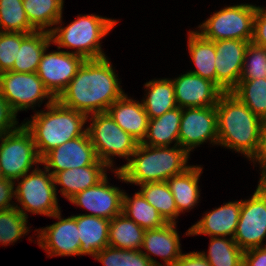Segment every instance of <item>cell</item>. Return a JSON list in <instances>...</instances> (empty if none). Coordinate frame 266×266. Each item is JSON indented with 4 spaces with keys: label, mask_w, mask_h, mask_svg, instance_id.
Wrapping results in <instances>:
<instances>
[{
    "label": "cell",
    "mask_w": 266,
    "mask_h": 266,
    "mask_svg": "<svg viewBox=\"0 0 266 266\" xmlns=\"http://www.w3.org/2000/svg\"><path fill=\"white\" fill-rule=\"evenodd\" d=\"M108 57L85 60L57 100L87 116L107 112L125 92Z\"/></svg>",
    "instance_id": "1"
},
{
    "label": "cell",
    "mask_w": 266,
    "mask_h": 266,
    "mask_svg": "<svg viewBox=\"0 0 266 266\" xmlns=\"http://www.w3.org/2000/svg\"><path fill=\"white\" fill-rule=\"evenodd\" d=\"M190 153L181 146H148L138 143L132 158L113 169L120 181L142 185L167 181L172 176L185 172L189 167Z\"/></svg>",
    "instance_id": "2"
},
{
    "label": "cell",
    "mask_w": 266,
    "mask_h": 266,
    "mask_svg": "<svg viewBox=\"0 0 266 266\" xmlns=\"http://www.w3.org/2000/svg\"><path fill=\"white\" fill-rule=\"evenodd\" d=\"M215 107L217 145L242 153L252 160L259 149L263 120L231 92H224Z\"/></svg>",
    "instance_id": "3"
},
{
    "label": "cell",
    "mask_w": 266,
    "mask_h": 266,
    "mask_svg": "<svg viewBox=\"0 0 266 266\" xmlns=\"http://www.w3.org/2000/svg\"><path fill=\"white\" fill-rule=\"evenodd\" d=\"M45 107L47 111H36L30 120L23 122L32 134L40 158L55 147L87 132V128L84 129L83 126L88 121V116L84 113L65 107L57 99L46 103Z\"/></svg>",
    "instance_id": "4"
},
{
    "label": "cell",
    "mask_w": 266,
    "mask_h": 266,
    "mask_svg": "<svg viewBox=\"0 0 266 266\" xmlns=\"http://www.w3.org/2000/svg\"><path fill=\"white\" fill-rule=\"evenodd\" d=\"M117 20L102 17L96 14L77 16L67 27H62V17L50 31L51 44L58 45L60 50L72 48L76 55L88 59H99L107 57L101 48L100 40L109 34L117 24ZM60 24V25H59Z\"/></svg>",
    "instance_id": "5"
},
{
    "label": "cell",
    "mask_w": 266,
    "mask_h": 266,
    "mask_svg": "<svg viewBox=\"0 0 266 266\" xmlns=\"http://www.w3.org/2000/svg\"><path fill=\"white\" fill-rule=\"evenodd\" d=\"M88 119L91 122L87 126V133L98 159L109 168L114 166V156L123 157L128 162L139 142L125 132L108 112L92 114Z\"/></svg>",
    "instance_id": "6"
},
{
    "label": "cell",
    "mask_w": 266,
    "mask_h": 266,
    "mask_svg": "<svg viewBox=\"0 0 266 266\" xmlns=\"http://www.w3.org/2000/svg\"><path fill=\"white\" fill-rule=\"evenodd\" d=\"M19 179L20 182H19ZM17 179L18 185L15 187V200L17 207L22 214L28 218L26 213L46 215L51 217L60 211L57 198V186L54 184L53 175L48 169H40L39 166L31 172ZM25 209V210H24Z\"/></svg>",
    "instance_id": "7"
},
{
    "label": "cell",
    "mask_w": 266,
    "mask_h": 266,
    "mask_svg": "<svg viewBox=\"0 0 266 266\" xmlns=\"http://www.w3.org/2000/svg\"><path fill=\"white\" fill-rule=\"evenodd\" d=\"M256 10L257 6L248 3L226 6L199 25L196 32L209 41L238 39L251 42Z\"/></svg>",
    "instance_id": "8"
},
{
    "label": "cell",
    "mask_w": 266,
    "mask_h": 266,
    "mask_svg": "<svg viewBox=\"0 0 266 266\" xmlns=\"http://www.w3.org/2000/svg\"><path fill=\"white\" fill-rule=\"evenodd\" d=\"M35 164H41V158L32 134L23 123L16 130L0 135V167L5 179L15 182Z\"/></svg>",
    "instance_id": "9"
},
{
    "label": "cell",
    "mask_w": 266,
    "mask_h": 266,
    "mask_svg": "<svg viewBox=\"0 0 266 266\" xmlns=\"http://www.w3.org/2000/svg\"><path fill=\"white\" fill-rule=\"evenodd\" d=\"M0 94L17 114L19 111L42 104L44 99L52 103L55 98L45 88L36 72L22 73L6 71L0 73ZM41 103V104H39Z\"/></svg>",
    "instance_id": "10"
},
{
    "label": "cell",
    "mask_w": 266,
    "mask_h": 266,
    "mask_svg": "<svg viewBox=\"0 0 266 266\" xmlns=\"http://www.w3.org/2000/svg\"><path fill=\"white\" fill-rule=\"evenodd\" d=\"M265 237L266 192L257 185L249 199L241 200L239 221L233 239L242 251H247L266 246L263 243Z\"/></svg>",
    "instance_id": "11"
},
{
    "label": "cell",
    "mask_w": 266,
    "mask_h": 266,
    "mask_svg": "<svg viewBox=\"0 0 266 266\" xmlns=\"http://www.w3.org/2000/svg\"><path fill=\"white\" fill-rule=\"evenodd\" d=\"M179 146L189 153L207 140L217 145L218 125L215 106L182 108Z\"/></svg>",
    "instance_id": "12"
},
{
    "label": "cell",
    "mask_w": 266,
    "mask_h": 266,
    "mask_svg": "<svg viewBox=\"0 0 266 266\" xmlns=\"http://www.w3.org/2000/svg\"><path fill=\"white\" fill-rule=\"evenodd\" d=\"M48 47L41 56L36 73L45 88L57 99L77 74L85 59L70 51L48 52Z\"/></svg>",
    "instance_id": "13"
},
{
    "label": "cell",
    "mask_w": 266,
    "mask_h": 266,
    "mask_svg": "<svg viewBox=\"0 0 266 266\" xmlns=\"http://www.w3.org/2000/svg\"><path fill=\"white\" fill-rule=\"evenodd\" d=\"M51 217L59 219V221L45 228L36 229L39 247L45 250L49 257L78 256L80 238L76 215L62 219L59 211Z\"/></svg>",
    "instance_id": "14"
},
{
    "label": "cell",
    "mask_w": 266,
    "mask_h": 266,
    "mask_svg": "<svg viewBox=\"0 0 266 266\" xmlns=\"http://www.w3.org/2000/svg\"><path fill=\"white\" fill-rule=\"evenodd\" d=\"M98 160L95 148L86 132L47 152L41 158V165L44 164V168L54 175L62 170L93 165Z\"/></svg>",
    "instance_id": "15"
},
{
    "label": "cell",
    "mask_w": 266,
    "mask_h": 266,
    "mask_svg": "<svg viewBox=\"0 0 266 266\" xmlns=\"http://www.w3.org/2000/svg\"><path fill=\"white\" fill-rule=\"evenodd\" d=\"M249 41L224 39L214 41L216 49V85L223 92H231L238 84Z\"/></svg>",
    "instance_id": "16"
},
{
    "label": "cell",
    "mask_w": 266,
    "mask_h": 266,
    "mask_svg": "<svg viewBox=\"0 0 266 266\" xmlns=\"http://www.w3.org/2000/svg\"><path fill=\"white\" fill-rule=\"evenodd\" d=\"M107 175L96 185L73 196L69 202L90 211L87 215L113 219L122 213L123 193L119 187L110 186Z\"/></svg>",
    "instance_id": "17"
},
{
    "label": "cell",
    "mask_w": 266,
    "mask_h": 266,
    "mask_svg": "<svg viewBox=\"0 0 266 266\" xmlns=\"http://www.w3.org/2000/svg\"><path fill=\"white\" fill-rule=\"evenodd\" d=\"M177 107H211L216 106L224 93L213 82L199 75L187 72L172 79Z\"/></svg>",
    "instance_id": "18"
},
{
    "label": "cell",
    "mask_w": 266,
    "mask_h": 266,
    "mask_svg": "<svg viewBox=\"0 0 266 266\" xmlns=\"http://www.w3.org/2000/svg\"><path fill=\"white\" fill-rule=\"evenodd\" d=\"M241 200L231 201L203 215L197 223L192 225L186 236L208 235L210 237L233 238L239 221Z\"/></svg>",
    "instance_id": "19"
},
{
    "label": "cell",
    "mask_w": 266,
    "mask_h": 266,
    "mask_svg": "<svg viewBox=\"0 0 266 266\" xmlns=\"http://www.w3.org/2000/svg\"><path fill=\"white\" fill-rule=\"evenodd\" d=\"M179 238L176 223H167L163 227L145 230L142 248L147 251H141L154 266H171L182 255ZM151 254L160 256L164 265L154 260Z\"/></svg>",
    "instance_id": "20"
},
{
    "label": "cell",
    "mask_w": 266,
    "mask_h": 266,
    "mask_svg": "<svg viewBox=\"0 0 266 266\" xmlns=\"http://www.w3.org/2000/svg\"><path fill=\"white\" fill-rule=\"evenodd\" d=\"M107 112L125 132L139 143L145 139L149 118L142 101L140 103L124 94L111 104Z\"/></svg>",
    "instance_id": "21"
},
{
    "label": "cell",
    "mask_w": 266,
    "mask_h": 266,
    "mask_svg": "<svg viewBox=\"0 0 266 266\" xmlns=\"http://www.w3.org/2000/svg\"><path fill=\"white\" fill-rule=\"evenodd\" d=\"M107 168L110 169L98 160L93 165L62 170L53 175L54 184L60 185V193L70 200L80 191L99 183L107 175Z\"/></svg>",
    "instance_id": "22"
},
{
    "label": "cell",
    "mask_w": 266,
    "mask_h": 266,
    "mask_svg": "<svg viewBox=\"0 0 266 266\" xmlns=\"http://www.w3.org/2000/svg\"><path fill=\"white\" fill-rule=\"evenodd\" d=\"M80 238L79 255H90L93 258L98 252L109 246V219L92 215H76Z\"/></svg>",
    "instance_id": "23"
},
{
    "label": "cell",
    "mask_w": 266,
    "mask_h": 266,
    "mask_svg": "<svg viewBox=\"0 0 266 266\" xmlns=\"http://www.w3.org/2000/svg\"><path fill=\"white\" fill-rule=\"evenodd\" d=\"M203 167L192 165L185 172L172 176L167 180L179 214L193 209L200 197L199 179Z\"/></svg>",
    "instance_id": "24"
},
{
    "label": "cell",
    "mask_w": 266,
    "mask_h": 266,
    "mask_svg": "<svg viewBox=\"0 0 266 266\" xmlns=\"http://www.w3.org/2000/svg\"><path fill=\"white\" fill-rule=\"evenodd\" d=\"M51 43L50 32L35 31L30 34L21 32V46L13 68L10 71L22 73L36 72L43 52Z\"/></svg>",
    "instance_id": "25"
},
{
    "label": "cell",
    "mask_w": 266,
    "mask_h": 266,
    "mask_svg": "<svg viewBox=\"0 0 266 266\" xmlns=\"http://www.w3.org/2000/svg\"><path fill=\"white\" fill-rule=\"evenodd\" d=\"M182 108L176 107L165 112L162 116L149 119L147 133L142 144L148 146L179 145V128Z\"/></svg>",
    "instance_id": "26"
},
{
    "label": "cell",
    "mask_w": 266,
    "mask_h": 266,
    "mask_svg": "<svg viewBox=\"0 0 266 266\" xmlns=\"http://www.w3.org/2000/svg\"><path fill=\"white\" fill-rule=\"evenodd\" d=\"M188 50L195 70L188 72L199 75L216 84L215 59L216 49L214 41L204 39L198 32L190 31L188 34Z\"/></svg>",
    "instance_id": "27"
},
{
    "label": "cell",
    "mask_w": 266,
    "mask_h": 266,
    "mask_svg": "<svg viewBox=\"0 0 266 266\" xmlns=\"http://www.w3.org/2000/svg\"><path fill=\"white\" fill-rule=\"evenodd\" d=\"M143 107L149 119L162 116L165 112L177 107L172 79H155L146 82Z\"/></svg>",
    "instance_id": "28"
},
{
    "label": "cell",
    "mask_w": 266,
    "mask_h": 266,
    "mask_svg": "<svg viewBox=\"0 0 266 266\" xmlns=\"http://www.w3.org/2000/svg\"><path fill=\"white\" fill-rule=\"evenodd\" d=\"M145 229L129 219L124 213L116 215L109 223V246L124 250L141 251Z\"/></svg>",
    "instance_id": "29"
},
{
    "label": "cell",
    "mask_w": 266,
    "mask_h": 266,
    "mask_svg": "<svg viewBox=\"0 0 266 266\" xmlns=\"http://www.w3.org/2000/svg\"><path fill=\"white\" fill-rule=\"evenodd\" d=\"M122 213L145 230L167 224L156 208L148 203L139 191L135 192L133 197L126 192L123 193Z\"/></svg>",
    "instance_id": "30"
},
{
    "label": "cell",
    "mask_w": 266,
    "mask_h": 266,
    "mask_svg": "<svg viewBox=\"0 0 266 266\" xmlns=\"http://www.w3.org/2000/svg\"><path fill=\"white\" fill-rule=\"evenodd\" d=\"M63 4V0H23L29 23L37 31L47 32H50L52 26L62 17Z\"/></svg>",
    "instance_id": "31"
},
{
    "label": "cell",
    "mask_w": 266,
    "mask_h": 266,
    "mask_svg": "<svg viewBox=\"0 0 266 266\" xmlns=\"http://www.w3.org/2000/svg\"><path fill=\"white\" fill-rule=\"evenodd\" d=\"M139 192L167 223H177L178 211L167 181L139 185Z\"/></svg>",
    "instance_id": "32"
},
{
    "label": "cell",
    "mask_w": 266,
    "mask_h": 266,
    "mask_svg": "<svg viewBox=\"0 0 266 266\" xmlns=\"http://www.w3.org/2000/svg\"><path fill=\"white\" fill-rule=\"evenodd\" d=\"M231 93L256 116L266 120V78L239 80Z\"/></svg>",
    "instance_id": "33"
},
{
    "label": "cell",
    "mask_w": 266,
    "mask_h": 266,
    "mask_svg": "<svg viewBox=\"0 0 266 266\" xmlns=\"http://www.w3.org/2000/svg\"><path fill=\"white\" fill-rule=\"evenodd\" d=\"M208 255L201 253L211 266H243L244 251L233 238L210 237Z\"/></svg>",
    "instance_id": "34"
},
{
    "label": "cell",
    "mask_w": 266,
    "mask_h": 266,
    "mask_svg": "<svg viewBox=\"0 0 266 266\" xmlns=\"http://www.w3.org/2000/svg\"><path fill=\"white\" fill-rule=\"evenodd\" d=\"M0 31L27 34L37 31L29 23L23 0H0Z\"/></svg>",
    "instance_id": "35"
},
{
    "label": "cell",
    "mask_w": 266,
    "mask_h": 266,
    "mask_svg": "<svg viewBox=\"0 0 266 266\" xmlns=\"http://www.w3.org/2000/svg\"><path fill=\"white\" fill-rule=\"evenodd\" d=\"M27 219L17 207L0 211V245H10L27 235Z\"/></svg>",
    "instance_id": "36"
},
{
    "label": "cell",
    "mask_w": 266,
    "mask_h": 266,
    "mask_svg": "<svg viewBox=\"0 0 266 266\" xmlns=\"http://www.w3.org/2000/svg\"><path fill=\"white\" fill-rule=\"evenodd\" d=\"M103 266H154L153 263L138 250H124L105 247L94 257Z\"/></svg>",
    "instance_id": "37"
},
{
    "label": "cell",
    "mask_w": 266,
    "mask_h": 266,
    "mask_svg": "<svg viewBox=\"0 0 266 266\" xmlns=\"http://www.w3.org/2000/svg\"><path fill=\"white\" fill-rule=\"evenodd\" d=\"M266 78V47L250 42L244 54V64L239 80Z\"/></svg>",
    "instance_id": "38"
},
{
    "label": "cell",
    "mask_w": 266,
    "mask_h": 266,
    "mask_svg": "<svg viewBox=\"0 0 266 266\" xmlns=\"http://www.w3.org/2000/svg\"><path fill=\"white\" fill-rule=\"evenodd\" d=\"M21 46V32L0 31V73L13 68Z\"/></svg>",
    "instance_id": "39"
},
{
    "label": "cell",
    "mask_w": 266,
    "mask_h": 266,
    "mask_svg": "<svg viewBox=\"0 0 266 266\" xmlns=\"http://www.w3.org/2000/svg\"><path fill=\"white\" fill-rule=\"evenodd\" d=\"M16 116L17 114L0 94V135L14 131L20 126Z\"/></svg>",
    "instance_id": "40"
},
{
    "label": "cell",
    "mask_w": 266,
    "mask_h": 266,
    "mask_svg": "<svg viewBox=\"0 0 266 266\" xmlns=\"http://www.w3.org/2000/svg\"><path fill=\"white\" fill-rule=\"evenodd\" d=\"M251 42L258 46L266 47V7H257L254 16Z\"/></svg>",
    "instance_id": "41"
},
{
    "label": "cell",
    "mask_w": 266,
    "mask_h": 266,
    "mask_svg": "<svg viewBox=\"0 0 266 266\" xmlns=\"http://www.w3.org/2000/svg\"><path fill=\"white\" fill-rule=\"evenodd\" d=\"M15 182L10 179L0 180V211L15 207L12 198L15 197ZM11 201V202H10Z\"/></svg>",
    "instance_id": "42"
},
{
    "label": "cell",
    "mask_w": 266,
    "mask_h": 266,
    "mask_svg": "<svg viewBox=\"0 0 266 266\" xmlns=\"http://www.w3.org/2000/svg\"><path fill=\"white\" fill-rule=\"evenodd\" d=\"M243 266H266V246L244 251Z\"/></svg>",
    "instance_id": "43"
},
{
    "label": "cell",
    "mask_w": 266,
    "mask_h": 266,
    "mask_svg": "<svg viewBox=\"0 0 266 266\" xmlns=\"http://www.w3.org/2000/svg\"><path fill=\"white\" fill-rule=\"evenodd\" d=\"M171 266H211L201 252L182 254Z\"/></svg>",
    "instance_id": "44"
},
{
    "label": "cell",
    "mask_w": 266,
    "mask_h": 266,
    "mask_svg": "<svg viewBox=\"0 0 266 266\" xmlns=\"http://www.w3.org/2000/svg\"><path fill=\"white\" fill-rule=\"evenodd\" d=\"M260 164L261 173L266 169V120L263 121L260 137V145L257 154L251 160Z\"/></svg>",
    "instance_id": "45"
},
{
    "label": "cell",
    "mask_w": 266,
    "mask_h": 266,
    "mask_svg": "<svg viewBox=\"0 0 266 266\" xmlns=\"http://www.w3.org/2000/svg\"><path fill=\"white\" fill-rule=\"evenodd\" d=\"M258 185L266 192V169L261 173Z\"/></svg>",
    "instance_id": "46"
},
{
    "label": "cell",
    "mask_w": 266,
    "mask_h": 266,
    "mask_svg": "<svg viewBox=\"0 0 266 266\" xmlns=\"http://www.w3.org/2000/svg\"><path fill=\"white\" fill-rule=\"evenodd\" d=\"M1 179H5V178H4V175H3L2 169H1V167H0V180H1Z\"/></svg>",
    "instance_id": "47"
}]
</instances>
